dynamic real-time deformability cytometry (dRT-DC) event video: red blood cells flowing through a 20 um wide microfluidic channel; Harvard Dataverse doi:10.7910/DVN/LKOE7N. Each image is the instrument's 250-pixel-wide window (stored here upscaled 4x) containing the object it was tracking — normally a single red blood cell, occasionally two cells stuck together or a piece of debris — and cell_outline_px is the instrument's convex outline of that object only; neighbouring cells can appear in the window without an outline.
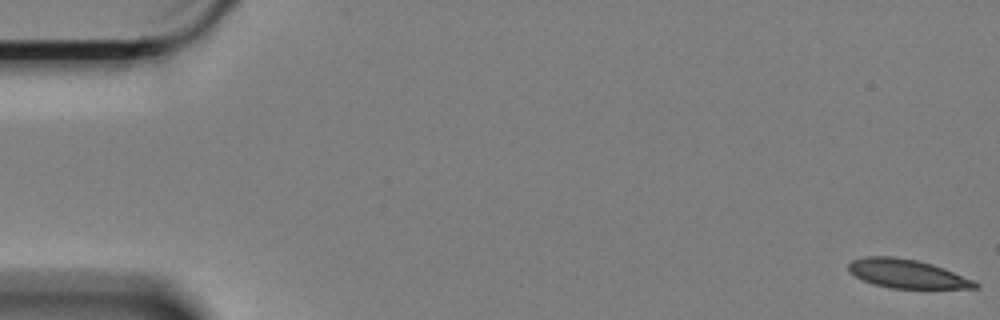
{"species": "Egyptian fruit bat (a non-hibernating species)", "species_latin": "Rousettus aegyptiacus", "temperature_condition": "cold", "stored_images_in_passage": 61, "segment_of_instrument_passage": [1, 2], "camera_frame_rate_fps": 3000, "um_per_image_px": 0.085, "animal": {"sex": "female"}, "frame": {"image": 1, "passage_image": 1, "time_ms": 0.0, "image_size_px": [1000, 320], "cell_outline_px": [[980, 288], [892, 288], [872, 284], [856, 276], [848, 268], [848, 264], [852, 260], [864, 256], [892, 256], [916, 260], [932, 264], [944, 268], [972, 280], [980, 284]], "centroid_in_image_um": [77.09, 23.26], "position_along_channel_um": 7.9, "area_um2": 20.98}}
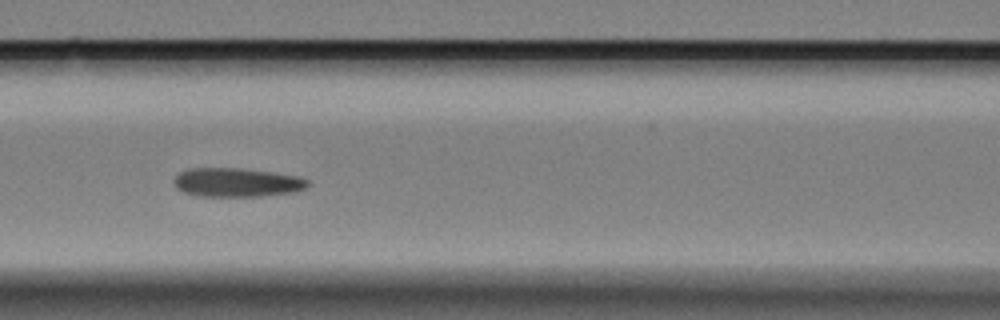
{"frame": {"image": 2, "passage_image": 26, "time_ms": 8.333, "image_size_px": [1000, 320], "cell_outline_px": [[312, 184], [304, 188], [292, 192], [260, 196], [200, 196], [184, 192], [176, 188], [172, 180], [180, 172], [188, 168], [240, 168], [272, 172], [300, 176], [308, 180]], "centroid_in_image_um": [20.12, 15.5], "position_along_channel_um": 146.5, "area_um2": 22.6}}
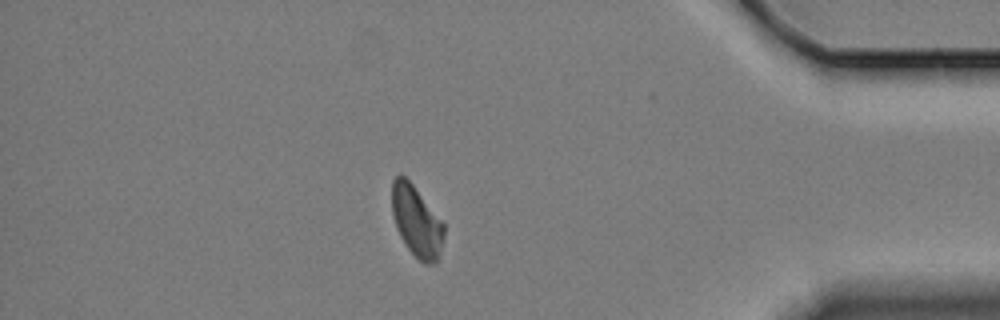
{"frame": {"image": 3, "passage_image": 52, "time_ms": 17.0, "image_size_px": [1000, 320], "cell_outline_px": [[444, 236], [436, 260], [432, 264], [424, 264], [408, 248], [400, 236], [396, 228], [392, 212], [392, 180], [400, 172], [412, 184], [444, 224]], "centroid_in_image_um": [35.37, 18.78], "position_along_channel_um": 399.8, "area_um2": 21.04}}